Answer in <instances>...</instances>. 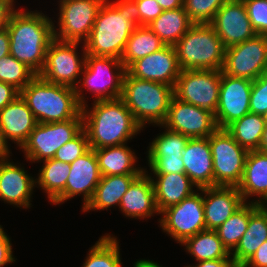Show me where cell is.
I'll use <instances>...</instances> for the list:
<instances>
[{
	"instance_id": "cell-26",
	"label": "cell",
	"mask_w": 267,
	"mask_h": 267,
	"mask_svg": "<svg viewBox=\"0 0 267 267\" xmlns=\"http://www.w3.org/2000/svg\"><path fill=\"white\" fill-rule=\"evenodd\" d=\"M151 177L155 202L159 213L164 209L177 205L196 191V186L185 173L154 174ZM194 186V187H193Z\"/></svg>"
},
{
	"instance_id": "cell-18",
	"label": "cell",
	"mask_w": 267,
	"mask_h": 267,
	"mask_svg": "<svg viewBox=\"0 0 267 267\" xmlns=\"http://www.w3.org/2000/svg\"><path fill=\"white\" fill-rule=\"evenodd\" d=\"M70 166V174L64 192L52 204L64 203L81 194L83 195V208L92 199L102 177L94 150L90 148Z\"/></svg>"
},
{
	"instance_id": "cell-30",
	"label": "cell",
	"mask_w": 267,
	"mask_h": 267,
	"mask_svg": "<svg viewBox=\"0 0 267 267\" xmlns=\"http://www.w3.org/2000/svg\"><path fill=\"white\" fill-rule=\"evenodd\" d=\"M194 23L189 19L183 7L174 10H163L148 27L165 45L174 46Z\"/></svg>"
},
{
	"instance_id": "cell-21",
	"label": "cell",
	"mask_w": 267,
	"mask_h": 267,
	"mask_svg": "<svg viewBox=\"0 0 267 267\" xmlns=\"http://www.w3.org/2000/svg\"><path fill=\"white\" fill-rule=\"evenodd\" d=\"M36 179L20 165L9 160L0 161V200L17 207L31 206L32 191Z\"/></svg>"
},
{
	"instance_id": "cell-48",
	"label": "cell",
	"mask_w": 267,
	"mask_h": 267,
	"mask_svg": "<svg viewBox=\"0 0 267 267\" xmlns=\"http://www.w3.org/2000/svg\"><path fill=\"white\" fill-rule=\"evenodd\" d=\"M14 0H0V29L6 28L14 8Z\"/></svg>"
},
{
	"instance_id": "cell-4",
	"label": "cell",
	"mask_w": 267,
	"mask_h": 267,
	"mask_svg": "<svg viewBox=\"0 0 267 267\" xmlns=\"http://www.w3.org/2000/svg\"><path fill=\"white\" fill-rule=\"evenodd\" d=\"M20 96L38 123L83 119L75 88L50 83L36 75L20 91Z\"/></svg>"
},
{
	"instance_id": "cell-55",
	"label": "cell",
	"mask_w": 267,
	"mask_h": 267,
	"mask_svg": "<svg viewBox=\"0 0 267 267\" xmlns=\"http://www.w3.org/2000/svg\"><path fill=\"white\" fill-rule=\"evenodd\" d=\"M146 264L148 267H162L159 264H157L156 262H153L151 260H145Z\"/></svg>"
},
{
	"instance_id": "cell-8",
	"label": "cell",
	"mask_w": 267,
	"mask_h": 267,
	"mask_svg": "<svg viewBox=\"0 0 267 267\" xmlns=\"http://www.w3.org/2000/svg\"><path fill=\"white\" fill-rule=\"evenodd\" d=\"M214 186H238L241 183L248 150L240 146L226 130L218 128L210 137Z\"/></svg>"
},
{
	"instance_id": "cell-38",
	"label": "cell",
	"mask_w": 267,
	"mask_h": 267,
	"mask_svg": "<svg viewBox=\"0 0 267 267\" xmlns=\"http://www.w3.org/2000/svg\"><path fill=\"white\" fill-rule=\"evenodd\" d=\"M37 74L11 54L0 58V81L21 91Z\"/></svg>"
},
{
	"instance_id": "cell-47",
	"label": "cell",
	"mask_w": 267,
	"mask_h": 267,
	"mask_svg": "<svg viewBox=\"0 0 267 267\" xmlns=\"http://www.w3.org/2000/svg\"><path fill=\"white\" fill-rule=\"evenodd\" d=\"M20 95V91L14 86L0 81V110L14 101Z\"/></svg>"
},
{
	"instance_id": "cell-13",
	"label": "cell",
	"mask_w": 267,
	"mask_h": 267,
	"mask_svg": "<svg viewBox=\"0 0 267 267\" xmlns=\"http://www.w3.org/2000/svg\"><path fill=\"white\" fill-rule=\"evenodd\" d=\"M177 205L164 209L160 214L159 225L177 243L206 229L203 208V188ZM202 194V195H201Z\"/></svg>"
},
{
	"instance_id": "cell-57",
	"label": "cell",
	"mask_w": 267,
	"mask_h": 267,
	"mask_svg": "<svg viewBox=\"0 0 267 267\" xmlns=\"http://www.w3.org/2000/svg\"><path fill=\"white\" fill-rule=\"evenodd\" d=\"M261 152H264V154L267 156V150H259Z\"/></svg>"
},
{
	"instance_id": "cell-15",
	"label": "cell",
	"mask_w": 267,
	"mask_h": 267,
	"mask_svg": "<svg viewBox=\"0 0 267 267\" xmlns=\"http://www.w3.org/2000/svg\"><path fill=\"white\" fill-rule=\"evenodd\" d=\"M159 127L189 138L210 137L217 129L215 114L172 97L166 119Z\"/></svg>"
},
{
	"instance_id": "cell-11",
	"label": "cell",
	"mask_w": 267,
	"mask_h": 267,
	"mask_svg": "<svg viewBox=\"0 0 267 267\" xmlns=\"http://www.w3.org/2000/svg\"><path fill=\"white\" fill-rule=\"evenodd\" d=\"M221 70H181L174 97L215 114L219 102Z\"/></svg>"
},
{
	"instance_id": "cell-16",
	"label": "cell",
	"mask_w": 267,
	"mask_h": 267,
	"mask_svg": "<svg viewBox=\"0 0 267 267\" xmlns=\"http://www.w3.org/2000/svg\"><path fill=\"white\" fill-rule=\"evenodd\" d=\"M252 84V80L232 77L221 71L219 102L215 112L218 128L226 129L250 112Z\"/></svg>"
},
{
	"instance_id": "cell-34",
	"label": "cell",
	"mask_w": 267,
	"mask_h": 267,
	"mask_svg": "<svg viewBox=\"0 0 267 267\" xmlns=\"http://www.w3.org/2000/svg\"><path fill=\"white\" fill-rule=\"evenodd\" d=\"M266 123L262 115L248 113L231 123L226 130L248 151L258 150Z\"/></svg>"
},
{
	"instance_id": "cell-41",
	"label": "cell",
	"mask_w": 267,
	"mask_h": 267,
	"mask_svg": "<svg viewBox=\"0 0 267 267\" xmlns=\"http://www.w3.org/2000/svg\"><path fill=\"white\" fill-rule=\"evenodd\" d=\"M256 34L267 35V0H243Z\"/></svg>"
},
{
	"instance_id": "cell-3",
	"label": "cell",
	"mask_w": 267,
	"mask_h": 267,
	"mask_svg": "<svg viewBox=\"0 0 267 267\" xmlns=\"http://www.w3.org/2000/svg\"><path fill=\"white\" fill-rule=\"evenodd\" d=\"M53 21L41 12L15 10L6 26L10 54L25 63L37 75L42 70L46 52L54 39Z\"/></svg>"
},
{
	"instance_id": "cell-29",
	"label": "cell",
	"mask_w": 267,
	"mask_h": 267,
	"mask_svg": "<svg viewBox=\"0 0 267 267\" xmlns=\"http://www.w3.org/2000/svg\"><path fill=\"white\" fill-rule=\"evenodd\" d=\"M139 175L102 176L92 199L82 208V212L104 210L119 206L123 195Z\"/></svg>"
},
{
	"instance_id": "cell-28",
	"label": "cell",
	"mask_w": 267,
	"mask_h": 267,
	"mask_svg": "<svg viewBox=\"0 0 267 267\" xmlns=\"http://www.w3.org/2000/svg\"><path fill=\"white\" fill-rule=\"evenodd\" d=\"M94 152L102 176L140 175L146 170L135 166V152L126 144L95 149Z\"/></svg>"
},
{
	"instance_id": "cell-1",
	"label": "cell",
	"mask_w": 267,
	"mask_h": 267,
	"mask_svg": "<svg viewBox=\"0 0 267 267\" xmlns=\"http://www.w3.org/2000/svg\"><path fill=\"white\" fill-rule=\"evenodd\" d=\"M82 107L83 129L93 150L126 144L141 132L130 109L121 98L93 101Z\"/></svg>"
},
{
	"instance_id": "cell-19",
	"label": "cell",
	"mask_w": 267,
	"mask_h": 267,
	"mask_svg": "<svg viewBox=\"0 0 267 267\" xmlns=\"http://www.w3.org/2000/svg\"><path fill=\"white\" fill-rule=\"evenodd\" d=\"M126 71L135 78L164 83L174 88L181 69L174 46L165 45L134 61Z\"/></svg>"
},
{
	"instance_id": "cell-45",
	"label": "cell",
	"mask_w": 267,
	"mask_h": 267,
	"mask_svg": "<svg viewBox=\"0 0 267 267\" xmlns=\"http://www.w3.org/2000/svg\"><path fill=\"white\" fill-rule=\"evenodd\" d=\"M15 261L10 238L6 235L4 228L0 225V267Z\"/></svg>"
},
{
	"instance_id": "cell-2",
	"label": "cell",
	"mask_w": 267,
	"mask_h": 267,
	"mask_svg": "<svg viewBox=\"0 0 267 267\" xmlns=\"http://www.w3.org/2000/svg\"><path fill=\"white\" fill-rule=\"evenodd\" d=\"M137 26L135 11L129 0H105L89 37L83 43L86 53L121 60L127 41Z\"/></svg>"
},
{
	"instance_id": "cell-49",
	"label": "cell",
	"mask_w": 267,
	"mask_h": 267,
	"mask_svg": "<svg viewBox=\"0 0 267 267\" xmlns=\"http://www.w3.org/2000/svg\"><path fill=\"white\" fill-rule=\"evenodd\" d=\"M186 267H238L232 257H227L224 259L206 260L200 261L195 266Z\"/></svg>"
},
{
	"instance_id": "cell-24",
	"label": "cell",
	"mask_w": 267,
	"mask_h": 267,
	"mask_svg": "<svg viewBox=\"0 0 267 267\" xmlns=\"http://www.w3.org/2000/svg\"><path fill=\"white\" fill-rule=\"evenodd\" d=\"M119 208L126 217L135 219L149 218L152 215L160 214L156 202L153 183L144 170L130 185L123 195Z\"/></svg>"
},
{
	"instance_id": "cell-50",
	"label": "cell",
	"mask_w": 267,
	"mask_h": 267,
	"mask_svg": "<svg viewBox=\"0 0 267 267\" xmlns=\"http://www.w3.org/2000/svg\"><path fill=\"white\" fill-rule=\"evenodd\" d=\"M10 54V37L7 28L0 29V58Z\"/></svg>"
},
{
	"instance_id": "cell-37",
	"label": "cell",
	"mask_w": 267,
	"mask_h": 267,
	"mask_svg": "<svg viewBox=\"0 0 267 267\" xmlns=\"http://www.w3.org/2000/svg\"><path fill=\"white\" fill-rule=\"evenodd\" d=\"M189 137L181 133L173 132L165 128V131L158 135L152 143L149 144L147 158H182V153Z\"/></svg>"
},
{
	"instance_id": "cell-23",
	"label": "cell",
	"mask_w": 267,
	"mask_h": 267,
	"mask_svg": "<svg viewBox=\"0 0 267 267\" xmlns=\"http://www.w3.org/2000/svg\"><path fill=\"white\" fill-rule=\"evenodd\" d=\"M38 124L32 111L19 95L0 110V128L5 139L12 140L21 148Z\"/></svg>"
},
{
	"instance_id": "cell-42",
	"label": "cell",
	"mask_w": 267,
	"mask_h": 267,
	"mask_svg": "<svg viewBox=\"0 0 267 267\" xmlns=\"http://www.w3.org/2000/svg\"><path fill=\"white\" fill-rule=\"evenodd\" d=\"M249 108L250 113L260 115L267 110V71L253 81Z\"/></svg>"
},
{
	"instance_id": "cell-53",
	"label": "cell",
	"mask_w": 267,
	"mask_h": 267,
	"mask_svg": "<svg viewBox=\"0 0 267 267\" xmlns=\"http://www.w3.org/2000/svg\"><path fill=\"white\" fill-rule=\"evenodd\" d=\"M258 150H267V124L262 133V138H261V142H260V146Z\"/></svg>"
},
{
	"instance_id": "cell-52",
	"label": "cell",
	"mask_w": 267,
	"mask_h": 267,
	"mask_svg": "<svg viewBox=\"0 0 267 267\" xmlns=\"http://www.w3.org/2000/svg\"><path fill=\"white\" fill-rule=\"evenodd\" d=\"M163 10H174L183 7V0H156Z\"/></svg>"
},
{
	"instance_id": "cell-58",
	"label": "cell",
	"mask_w": 267,
	"mask_h": 267,
	"mask_svg": "<svg viewBox=\"0 0 267 267\" xmlns=\"http://www.w3.org/2000/svg\"><path fill=\"white\" fill-rule=\"evenodd\" d=\"M263 205L267 208V201Z\"/></svg>"
},
{
	"instance_id": "cell-51",
	"label": "cell",
	"mask_w": 267,
	"mask_h": 267,
	"mask_svg": "<svg viewBox=\"0 0 267 267\" xmlns=\"http://www.w3.org/2000/svg\"><path fill=\"white\" fill-rule=\"evenodd\" d=\"M8 141L5 139L4 134L0 128V161L9 160L10 150L8 148Z\"/></svg>"
},
{
	"instance_id": "cell-43",
	"label": "cell",
	"mask_w": 267,
	"mask_h": 267,
	"mask_svg": "<svg viewBox=\"0 0 267 267\" xmlns=\"http://www.w3.org/2000/svg\"><path fill=\"white\" fill-rule=\"evenodd\" d=\"M129 2L133 5L139 25L148 26L163 12V9L156 0H129Z\"/></svg>"
},
{
	"instance_id": "cell-35",
	"label": "cell",
	"mask_w": 267,
	"mask_h": 267,
	"mask_svg": "<svg viewBox=\"0 0 267 267\" xmlns=\"http://www.w3.org/2000/svg\"><path fill=\"white\" fill-rule=\"evenodd\" d=\"M251 216V203L245 202L215 231L224 246L231 253L238 245L243 234L247 230L249 217Z\"/></svg>"
},
{
	"instance_id": "cell-39",
	"label": "cell",
	"mask_w": 267,
	"mask_h": 267,
	"mask_svg": "<svg viewBox=\"0 0 267 267\" xmlns=\"http://www.w3.org/2000/svg\"><path fill=\"white\" fill-rule=\"evenodd\" d=\"M227 0H183V8L193 23H210Z\"/></svg>"
},
{
	"instance_id": "cell-10",
	"label": "cell",
	"mask_w": 267,
	"mask_h": 267,
	"mask_svg": "<svg viewBox=\"0 0 267 267\" xmlns=\"http://www.w3.org/2000/svg\"><path fill=\"white\" fill-rule=\"evenodd\" d=\"M83 129V119L38 123L21 149L27 161L52 159L56 151Z\"/></svg>"
},
{
	"instance_id": "cell-31",
	"label": "cell",
	"mask_w": 267,
	"mask_h": 267,
	"mask_svg": "<svg viewBox=\"0 0 267 267\" xmlns=\"http://www.w3.org/2000/svg\"><path fill=\"white\" fill-rule=\"evenodd\" d=\"M181 245L197 262L231 257L215 230L205 229L187 238Z\"/></svg>"
},
{
	"instance_id": "cell-36",
	"label": "cell",
	"mask_w": 267,
	"mask_h": 267,
	"mask_svg": "<svg viewBox=\"0 0 267 267\" xmlns=\"http://www.w3.org/2000/svg\"><path fill=\"white\" fill-rule=\"evenodd\" d=\"M119 242L113 235H104L91 247L82 267H122Z\"/></svg>"
},
{
	"instance_id": "cell-22",
	"label": "cell",
	"mask_w": 267,
	"mask_h": 267,
	"mask_svg": "<svg viewBox=\"0 0 267 267\" xmlns=\"http://www.w3.org/2000/svg\"><path fill=\"white\" fill-rule=\"evenodd\" d=\"M185 174L198 189L214 186L213 158L209 137L190 138L182 153Z\"/></svg>"
},
{
	"instance_id": "cell-6",
	"label": "cell",
	"mask_w": 267,
	"mask_h": 267,
	"mask_svg": "<svg viewBox=\"0 0 267 267\" xmlns=\"http://www.w3.org/2000/svg\"><path fill=\"white\" fill-rule=\"evenodd\" d=\"M174 48L181 70H222L225 47L209 23H194Z\"/></svg>"
},
{
	"instance_id": "cell-44",
	"label": "cell",
	"mask_w": 267,
	"mask_h": 267,
	"mask_svg": "<svg viewBox=\"0 0 267 267\" xmlns=\"http://www.w3.org/2000/svg\"><path fill=\"white\" fill-rule=\"evenodd\" d=\"M148 166L153 174L185 173L182 158H148Z\"/></svg>"
},
{
	"instance_id": "cell-54",
	"label": "cell",
	"mask_w": 267,
	"mask_h": 267,
	"mask_svg": "<svg viewBox=\"0 0 267 267\" xmlns=\"http://www.w3.org/2000/svg\"><path fill=\"white\" fill-rule=\"evenodd\" d=\"M134 267H148L145 259H141L135 262V264L133 265Z\"/></svg>"
},
{
	"instance_id": "cell-33",
	"label": "cell",
	"mask_w": 267,
	"mask_h": 267,
	"mask_svg": "<svg viewBox=\"0 0 267 267\" xmlns=\"http://www.w3.org/2000/svg\"><path fill=\"white\" fill-rule=\"evenodd\" d=\"M43 163L36 185L44 190L50 202L53 203L64 192L71 166L54 158L44 160Z\"/></svg>"
},
{
	"instance_id": "cell-12",
	"label": "cell",
	"mask_w": 267,
	"mask_h": 267,
	"mask_svg": "<svg viewBox=\"0 0 267 267\" xmlns=\"http://www.w3.org/2000/svg\"><path fill=\"white\" fill-rule=\"evenodd\" d=\"M104 1L61 0L57 24L59 28L55 29L56 26L53 25L54 38L63 42L84 43Z\"/></svg>"
},
{
	"instance_id": "cell-17",
	"label": "cell",
	"mask_w": 267,
	"mask_h": 267,
	"mask_svg": "<svg viewBox=\"0 0 267 267\" xmlns=\"http://www.w3.org/2000/svg\"><path fill=\"white\" fill-rule=\"evenodd\" d=\"M209 24L225 48L242 43L256 35L243 0H227Z\"/></svg>"
},
{
	"instance_id": "cell-32",
	"label": "cell",
	"mask_w": 267,
	"mask_h": 267,
	"mask_svg": "<svg viewBox=\"0 0 267 267\" xmlns=\"http://www.w3.org/2000/svg\"><path fill=\"white\" fill-rule=\"evenodd\" d=\"M164 46L162 40L147 25H139L130 35L121 61L127 69L134 61L154 53Z\"/></svg>"
},
{
	"instance_id": "cell-9",
	"label": "cell",
	"mask_w": 267,
	"mask_h": 267,
	"mask_svg": "<svg viewBox=\"0 0 267 267\" xmlns=\"http://www.w3.org/2000/svg\"><path fill=\"white\" fill-rule=\"evenodd\" d=\"M79 44V42H63L54 38L48 46L45 63L38 76L50 83L72 88L78 86L77 79L82 74L87 55L84 44L82 57L77 55L76 49Z\"/></svg>"
},
{
	"instance_id": "cell-14",
	"label": "cell",
	"mask_w": 267,
	"mask_h": 267,
	"mask_svg": "<svg viewBox=\"0 0 267 267\" xmlns=\"http://www.w3.org/2000/svg\"><path fill=\"white\" fill-rule=\"evenodd\" d=\"M221 71L232 77L257 79L267 71V35L256 34L242 43L225 48Z\"/></svg>"
},
{
	"instance_id": "cell-27",
	"label": "cell",
	"mask_w": 267,
	"mask_h": 267,
	"mask_svg": "<svg viewBox=\"0 0 267 267\" xmlns=\"http://www.w3.org/2000/svg\"><path fill=\"white\" fill-rule=\"evenodd\" d=\"M267 240V208L251 202V216L247 230L231 252L235 264L241 267Z\"/></svg>"
},
{
	"instance_id": "cell-46",
	"label": "cell",
	"mask_w": 267,
	"mask_h": 267,
	"mask_svg": "<svg viewBox=\"0 0 267 267\" xmlns=\"http://www.w3.org/2000/svg\"><path fill=\"white\" fill-rule=\"evenodd\" d=\"M241 267H267V240Z\"/></svg>"
},
{
	"instance_id": "cell-5",
	"label": "cell",
	"mask_w": 267,
	"mask_h": 267,
	"mask_svg": "<svg viewBox=\"0 0 267 267\" xmlns=\"http://www.w3.org/2000/svg\"><path fill=\"white\" fill-rule=\"evenodd\" d=\"M173 96L172 86L124 75L121 99L142 128L164 123Z\"/></svg>"
},
{
	"instance_id": "cell-56",
	"label": "cell",
	"mask_w": 267,
	"mask_h": 267,
	"mask_svg": "<svg viewBox=\"0 0 267 267\" xmlns=\"http://www.w3.org/2000/svg\"><path fill=\"white\" fill-rule=\"evenodd\" d=\"M262 117L265 120V123L267 124V110L263 113Z\"/></svg>"
},
{
	"instance_id": "cell-7",
	"label": "cell",
	"mask_w": 267,
	"mask_h": 267,
	"mask_svg": "<svg viewBox=\"0 0 267 267\" xmlns=\"http://www.w3.org/2000/svg\"><path fill=\"white\" fill-rule=\"evenodd\" d=\"M125 73L126 68L120 59L87 54L81 74L83 77L79 78L81 85L75 87L80 106L83 107L87 103L82 88L94 94V101L121 98Z\"/></svg>"
},
{
	"instance_id": "cell-40",
	"label": "cell",
	"mask_w": 267,
	"mask_h": 267,
	"mask_svg": "<svg viewBox=\"0 0 267 267\" xmlns=\"http://www.w3.org/2000/svg\"><path fill=\"white\" fill-rule=\"evenodd\" d=\"M89 149L90 145L87 134L85 130L82 129L73 139L60 147L53 158L63 163L71 164Z\"/></svg>"
},
{
	"instance_id": "cell-20",
	"label": "cell",
	"mask_w": 267,
	"mask_h": 267,
	"mask_svg": "<svg viewBox=\"0 0 267 267\" xmlns=\"http://www.w3.org/2000/svg\"><path fill=\"white\" fill-rule=\"evenodd\" d=\"M203 194L206 229H217L245 203L236 186L206 187Z\"/></svg>"
},
{
	"instance_id": "cell-25",
	"label": "cell",
	"mask_w": 267,
	"mask_h": 267,
	"mask_svg": "<svg viewBox=\"0 0 267 267\" xmlns=\"http://www.w3.org/2000/svg\"><path fill=\"white\" fill-rule=\"evenodd\" d=\"M237 187L244 202H247V199L252 196L259 198L250 202L263 205L267 201V156L264 152L248 151L244 174Z\"/></svg>"
}]
</instances>
